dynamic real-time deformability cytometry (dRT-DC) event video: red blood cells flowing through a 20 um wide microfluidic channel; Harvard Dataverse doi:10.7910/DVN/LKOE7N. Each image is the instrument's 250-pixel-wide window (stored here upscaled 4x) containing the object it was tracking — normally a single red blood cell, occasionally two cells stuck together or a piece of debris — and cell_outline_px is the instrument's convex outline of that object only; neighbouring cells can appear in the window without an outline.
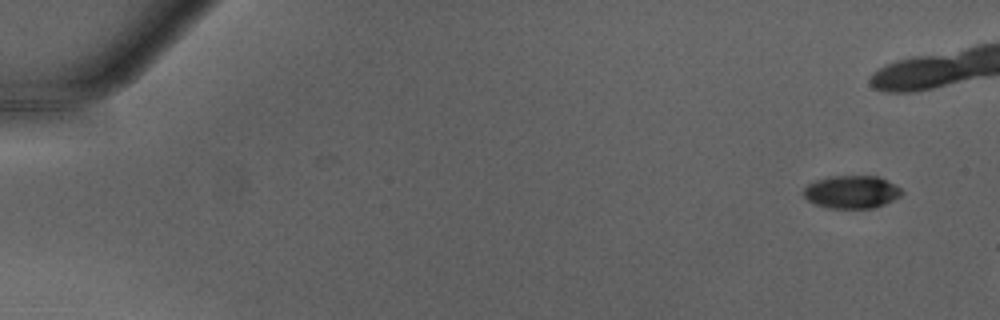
{"species": "Egyptian fruit bat (a non-hibernating species)", "species_latin": "Rousettus aegyptiacus", "temperature_condition": "warm", "stored_images_in_passage": 3, "camera_frame_rate_fps": 3000, "um_per_image_px": 0.085, "animal": {"sex": "male"}, "frame": {"image": 1, "passage_image": 1, "time_ms": 0.0, "image_size_px": [1000, 320], "cell_outline_px": [[904, 192], [900, 196], [884, 204], [872, 208], [828, 208], [816, 204], [808, 200], [800, 192], [808, 184], [816, 180], [832, 176], [876, 176], [900, 188]], "centroid_in_image_um": [72.34, 16.32], "position_along_channel_um": 12.7, "area_um2": 18.61}}